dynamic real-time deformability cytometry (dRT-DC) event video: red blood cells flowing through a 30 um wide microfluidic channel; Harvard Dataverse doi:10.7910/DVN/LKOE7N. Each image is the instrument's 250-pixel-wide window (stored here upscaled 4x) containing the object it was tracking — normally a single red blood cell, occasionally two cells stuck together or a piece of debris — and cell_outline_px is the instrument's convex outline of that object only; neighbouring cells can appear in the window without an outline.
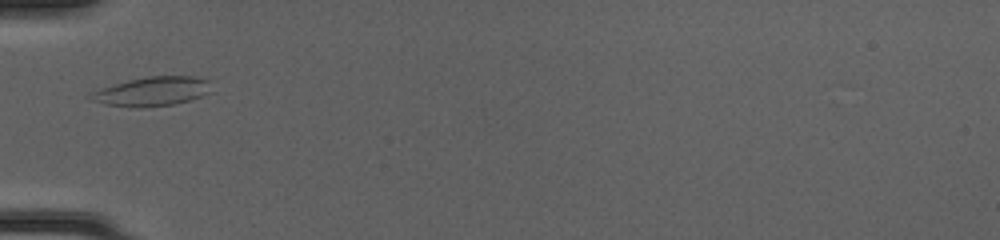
{"species": "common noctule bat (a hibernating species)", "species_latin": "Nyctalus noctula", "temperature_condition": "cold", "stored_images_in_passage": 33, "camera_frame_rate_fps": 3000, "um_per_image_px": 0.085, "animal": {"sex": "female", "body_mass_g": 20.0, "forearm_length_mm": 54.0}, "frame": {"image": 1, "passage_image": 1, "time_ms": 0.0, "image_size_px": [1000, 240], "cell_outline_px": [[212, 92], [192, 100], [172, 104], [144, 108], [136, 108], [104, 104], [88, 100], [88, 96], [92, 92], [100, 88], [128, 80], [144, 76], [196, 76], [212, 80]], "centroid_in_image_um": [12.98, 7.77], "position_along_channel_um": 72.0, "area_um2": 21.1}}
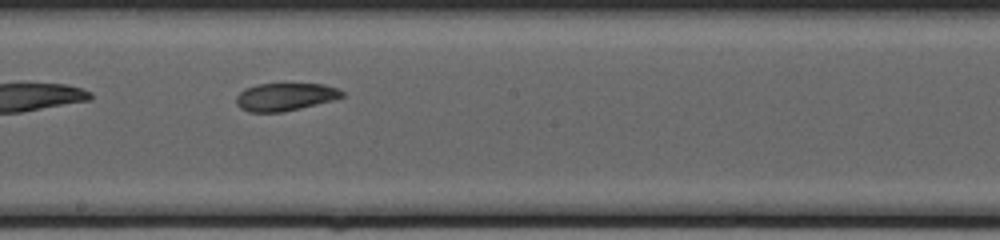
{"frame": {"image": 2, "passage_image": 12, "time_ms": 3.667, "image_size_px": [1000, 240], "cell_outline_px": [[344, 96], [332, 100], [300, 108], [280, 112], [248, 112], [240, 108], [236, 104], [236, 96], [244, 88], [256, 84], [324, 84], [336, 88], [344, 92]], "centroid_in_image_um": [24.19, 8.23], "position_along_channel_um": 224.0, "area_um2": 17.05}}
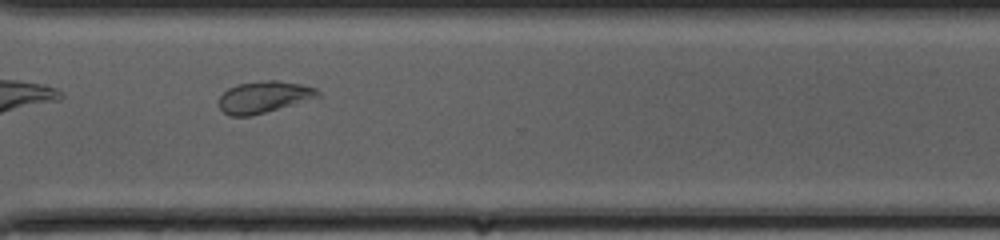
{"frame": {"image": 3, "passage_image": 21, "time_ms": 6.667, "image_size_px": [1000, 240], "cell_outline_px": [[320, 96], [264, 112], [248, 116], [228, 116], [216, 104], [220, 96], [228, 88], [236, 84], [264, 80], [276, 80], [300, 84], [316, 88], [320, 92]], "centroid_in_image_um": [22.36, 8.23], "position_along_channel_um": 348.2, "area_um2": 18.09}, "authors_computed_cell_mechanics": {"area_um2": 18.4382, "velocity_mm_per_s": 4.1541, "shape_relaxation_time_tau1_ms": null, "shape_relaxation_time_tau2_ms": 2.1604, "deformation_change_tau1": null, "deformation_change_tau2": 0.0865}}